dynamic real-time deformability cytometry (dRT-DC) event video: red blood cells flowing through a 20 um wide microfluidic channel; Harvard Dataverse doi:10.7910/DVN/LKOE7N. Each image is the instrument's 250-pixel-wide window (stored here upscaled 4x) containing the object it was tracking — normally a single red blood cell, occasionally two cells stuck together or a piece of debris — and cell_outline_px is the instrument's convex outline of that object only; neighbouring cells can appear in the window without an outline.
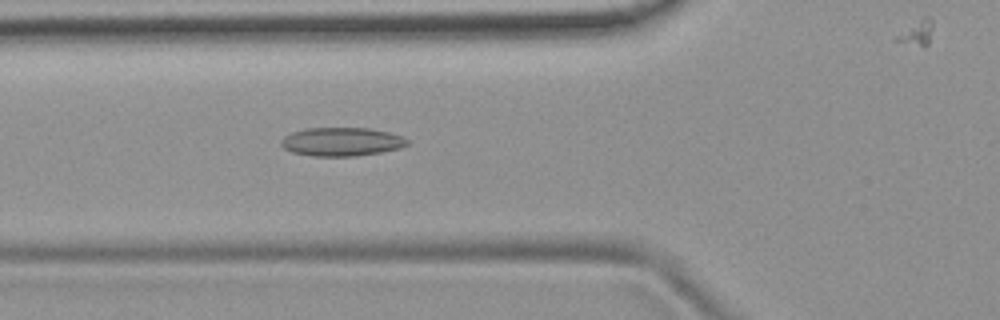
{"species": "common noctule bat (a hibernating species)", "species_latin": "Nyctalus noctula", "temperature_condition": "room temperature", "stored_images_in_passage": 5, "camera_frame_rate_fps": 3000, "um_per_image_px": 0.085, "animal": {"sex": "female", "body_mass_g": 19.9}, "frame": {"image": 1, "passage_image": 5, "time_ms": 5.667, "image_size_px": [1000, 320], "cell_outline_px": [[408, 144], [400, 148], [380, 152], [356, 156], [312, 156], [292, 152], [284, 148], [280, 144], [280, 140], [284, 136], [292, 132], [308, 128], [372, 128], [404, 136], [408, 140]], "centroid_in_image_um": [29.04, 12.04], "position_along_channel_um": 96.8, "area_um2": 21.1}}